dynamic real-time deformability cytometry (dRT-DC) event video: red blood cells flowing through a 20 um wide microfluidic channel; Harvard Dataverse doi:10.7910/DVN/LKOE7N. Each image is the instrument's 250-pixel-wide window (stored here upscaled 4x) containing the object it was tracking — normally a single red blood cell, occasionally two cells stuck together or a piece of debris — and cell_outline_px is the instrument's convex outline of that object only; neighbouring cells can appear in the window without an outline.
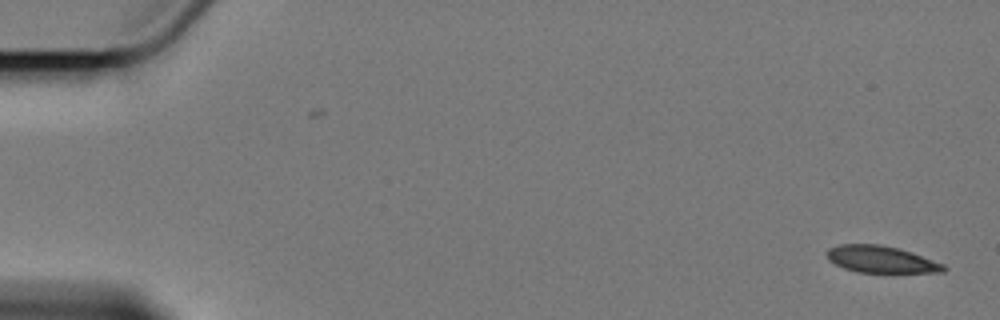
{"species": "Egyptian fruit bat (a non-hibernating species)", "species_latin": "Rousettus aegyptiacus", "temperature_condition": "cold", "stored_images_in_passage": 2, "camera_frame_rate_fps": 3000, "um_per_image_px": 0.085, "animal": {"sex": "female"}, "frame": {"image": 1, "passage_image": 2, "time_ms": 1.333, "image_size_px": [1000, 320], "cell_outline_px": [[948, 268], [944, 272], [856, 272], [844, 268], [828, 260], [824, 252], [828, 248], [840, 244], [880, 244], [900, 248], [912, 252], [944, 264]], "centroid_in_image_um": [74.87, 22.03], "position_along_channel_um": 10.1, "area_um2": 18.44}}